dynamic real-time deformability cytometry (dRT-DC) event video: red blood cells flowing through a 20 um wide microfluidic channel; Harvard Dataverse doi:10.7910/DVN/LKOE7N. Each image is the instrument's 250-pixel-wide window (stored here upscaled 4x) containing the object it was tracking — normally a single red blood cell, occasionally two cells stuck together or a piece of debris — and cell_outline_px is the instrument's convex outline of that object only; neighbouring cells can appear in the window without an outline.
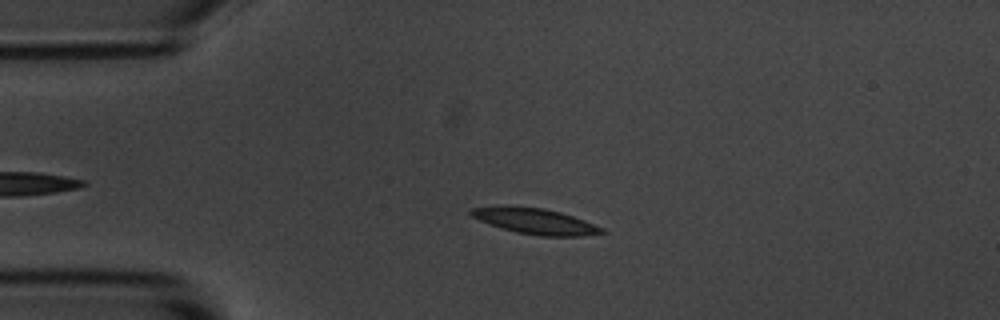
{"species": "common noctule bat (a hibernating species)", "species_latin": "Nyctalus noctula", "temperature_condition": "room temperature", "stored_images_in_passage": 5, "camera_frame_rate_fps": 3000, "um_per_image_px": 0.085, "animal": {"sex": "male", "body_mass_g": 20.1, "forearm_length_mm": 53.5}, "frame": {"image": 1, "passage_image": 3, "time_ms": 2.0, "image_size_px": [1000, 320], "cell_outline_px": [[608, 232], [584, 236], [540, 236], [516, 232], [500, 228], [480, 220], [472, 216], [468, 212], [472, 208], [504, 204], [508, 204], [544, 208], [560, 212], [584, 220], [604, 228]], "centroid_in_image_um": [45.47, 18.78], "position_along_channel_um": 39.5, "area_um2": 20.0}}